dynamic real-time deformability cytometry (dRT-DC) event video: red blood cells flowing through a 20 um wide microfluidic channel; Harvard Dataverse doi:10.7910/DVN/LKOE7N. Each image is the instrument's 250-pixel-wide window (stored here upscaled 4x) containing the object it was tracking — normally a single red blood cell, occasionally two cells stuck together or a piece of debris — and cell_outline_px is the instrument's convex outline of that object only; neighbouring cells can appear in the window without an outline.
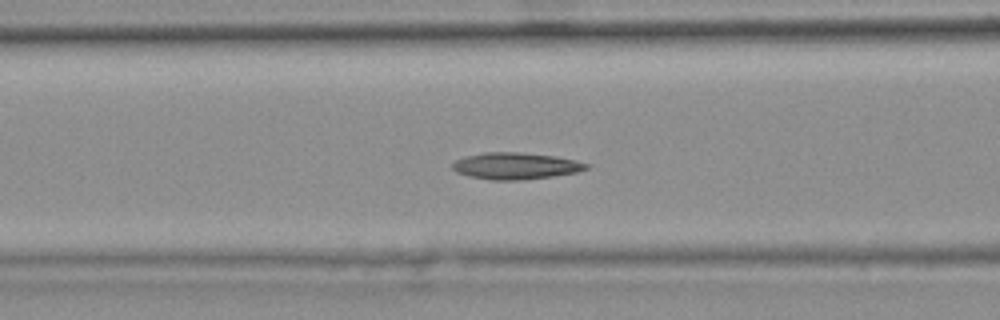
{"species": "common noctule bat (a hibernating species)", "species_latin": "Nyctalus noctula", "temperature_condition": "warm", "stored_images_in_passage": 47, "camera_frame_rate_fps": 3000, "um_per_image_px": 0.085, "animal": {"sex": "female", "body_mass_g": 25.1}, "frame": {"image": 1, "passage_image": 21, "time_ms": 6.667, "image_size_px": [1000, 320], "cell_outline_px": [[592, 164], [588, 168], [576, 172], [552, 176], [524, 180], [488, 180], [468, 176], [456, 172], [452, 168], [452, 164], [456, 160], [468, 156], [484, 152], [520, 152], [556, 156], [576, 160]], "centroid_in_image_um": [43.85, 14.1], "position_along_channel_um": 122.8, "area_um2": 20.92}, "authors_computed_cell_mechanics": {"area_um2": 20.1144, "velocity_mm_per_s": 3.7228, "shape_relaxation_time_tau1_ms": null, "shape_relaxation_time_tau2_ms": 4.2824, "deformation_change_tau1": null, "deformation_change_tau2": 0.1262}}